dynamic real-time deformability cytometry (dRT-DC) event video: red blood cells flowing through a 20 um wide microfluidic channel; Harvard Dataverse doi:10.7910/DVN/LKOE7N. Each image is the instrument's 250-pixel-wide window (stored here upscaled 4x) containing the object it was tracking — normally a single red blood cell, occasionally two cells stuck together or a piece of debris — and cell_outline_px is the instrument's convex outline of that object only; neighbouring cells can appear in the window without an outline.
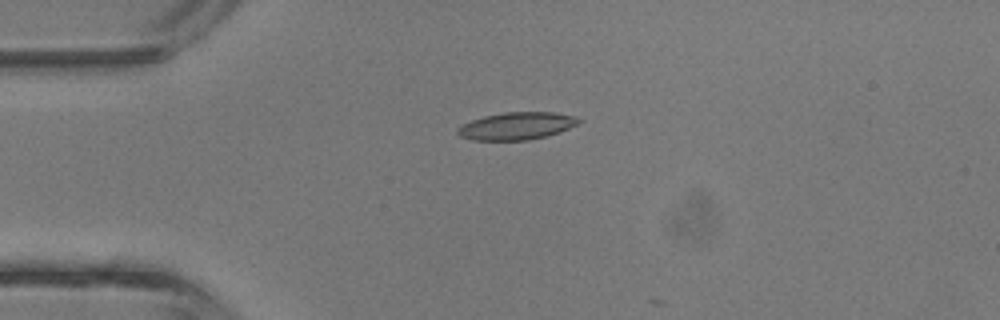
{"species": "common noctule bat (a hibernating species)", "species_latin": "Nyctalus noctula", "temperature_condition": "room temperature", "stored_images_in_passage": 12, "camera_frame_rate_fps": 3000, "um_per_image_px": 0.085, "animal": {"sex": "male", "body_mass_g": 13.3}, "frame": {"image": 1, "passage_image": 10, "time_ms": 3.0, "image_size_px": [1000, 320], "cell_outline_px": [[584, 120], [560, 132], [548, 136], [528, 140], [472, 140], [460, 136], [456, 132], [456, 128], [460, 124], [484, 116], [504, 112], [552, 112], [576, 116]], "centroid_in_image_um": [43.9, 10.7], "position_along_channel_um": 41.1, "area_um2": 19.54}}